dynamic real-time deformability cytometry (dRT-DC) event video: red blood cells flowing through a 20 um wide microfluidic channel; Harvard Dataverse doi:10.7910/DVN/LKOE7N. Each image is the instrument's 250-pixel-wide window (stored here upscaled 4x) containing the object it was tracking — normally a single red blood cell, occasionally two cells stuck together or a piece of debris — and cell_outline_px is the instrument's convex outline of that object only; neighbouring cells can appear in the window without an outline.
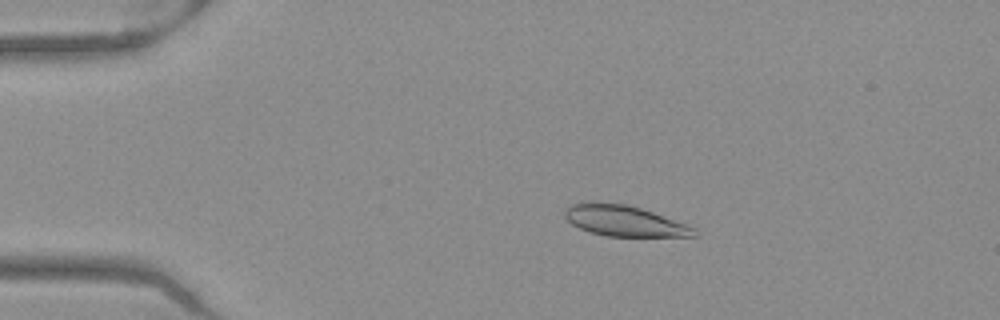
{"species": "Egyptian fruit bat (a non-hibernating species)", "species_latin": "Rousettus aegyptiacus", "temperature_condition": "warm", "stored_images_in_passage": 49, "camera_frame_rate_fps": 3000, "um_per_image_px": 0.085, "frame": {"image": 1, "passage_image": 8, "time_ms": 2.333, "image_size_px": [1000, 320], "cell_outline_px": [[696, 236], [608, 236], [588, 232], [572, 224], [564, 216], [564, 212], [572, 204], [596, 200], [628, 204], [688, 224], [696, 228]], "centroid_in_image_um": [53.04, 18.75], "position_along_channel_um": 32.0, "area_um2": 23.35}}
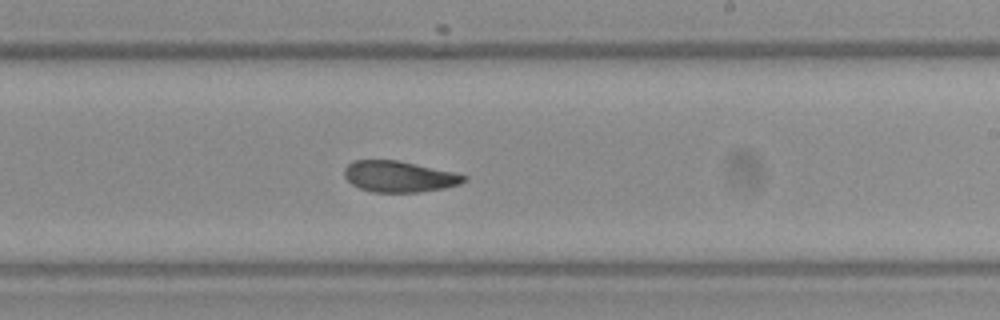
{"frame": {"image": 2, "passage_image": 29, "time_ms": 9.333, "image_size_px": [1000, 320], "cell_outline_px": [[468, 180], [460, 184], [444, 188], [420, 192], [372, 192], [360, 188], [352, 184], [344, 176], [344, 168], [352, 160], [400, 160], [456, 172], [468, 176]], "centroid_in_image_um": [33.96, 14.99], "position_along_channel_um": 255.0, "area_um2": 21.96}}
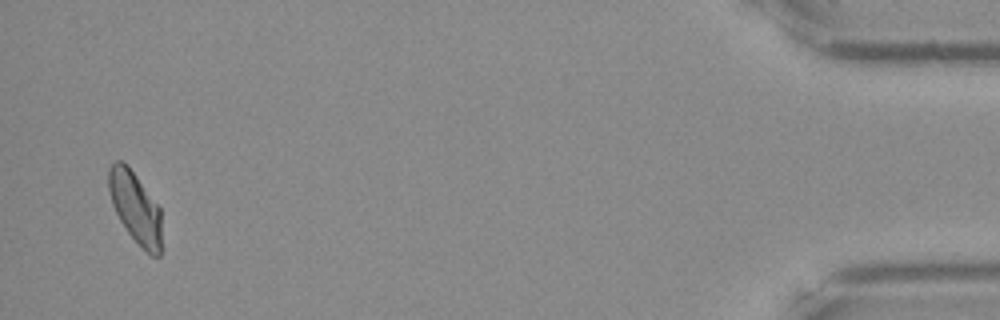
{"frame": {"image": 3, "passage_image": 48, "time_ms": 15.667, "image_size_px": [1000, 320], "cell_outline_px": [[160, 256], [152, 256], [128, 232], [120, 220], [112, 204], [108, 192], [108, 168], [116, 160], [120, 160], [128, 164], [160, 208]], "centroid_in_image_um": [11.47, 17.56], "position_along_channel_um": 423.7, "area_um2": 21.68}, "authors_computed_cell_mechanics": {"area_um2": 22.7732, "velocity_mm_per_s": 3.9489, "shape_relaxation_time_tau1_ms": null, "shape_relaxation_time_tau2_ms": 2.2492, "deformation_change_tau1": null, "deformation_change_tau2": 0.0627}}